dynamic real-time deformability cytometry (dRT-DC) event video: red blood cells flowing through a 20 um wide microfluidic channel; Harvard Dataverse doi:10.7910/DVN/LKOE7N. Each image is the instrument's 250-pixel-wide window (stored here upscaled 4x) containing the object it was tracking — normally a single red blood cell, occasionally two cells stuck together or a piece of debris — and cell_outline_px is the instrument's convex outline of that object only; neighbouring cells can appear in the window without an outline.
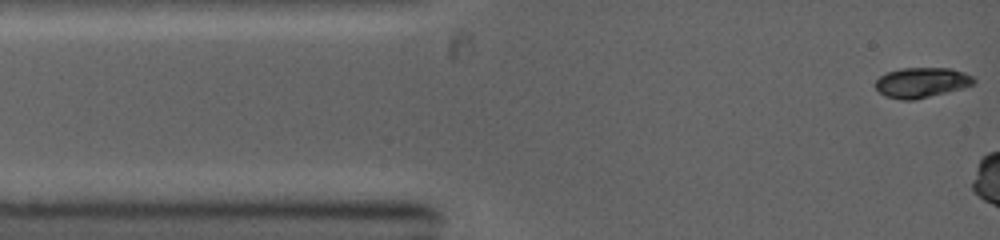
{"species": "common noctule bat (a hibernating species)", "species_latin": "Nyctalus noctula", "temperature_condition": "warm", "stored_images_in_passage": 4, "camera_frame_rate_fps": 5000, "um_per_image_px": 0.085, "animal": {"sex": "female", "body_mass_g": 19.0, "forearm_length_mm": 53.3}, "frame": {"image": 1, "passage_image": 1, "time_ms": 0.0, "image_size_px": [1000, 240], "cell_outline_px": [[976, 84], [964, 88], [912, 100], [900, 100], [884, 96], [872, 84], [880, 76], [888, 72], [900, 68], [952, 68], [964, 72], [972, 76], [976, 80]], "centroid_in_image_um": [78.34, 7.01], "position_along_channel_um": 6.7, "area_um2": 17.46}}